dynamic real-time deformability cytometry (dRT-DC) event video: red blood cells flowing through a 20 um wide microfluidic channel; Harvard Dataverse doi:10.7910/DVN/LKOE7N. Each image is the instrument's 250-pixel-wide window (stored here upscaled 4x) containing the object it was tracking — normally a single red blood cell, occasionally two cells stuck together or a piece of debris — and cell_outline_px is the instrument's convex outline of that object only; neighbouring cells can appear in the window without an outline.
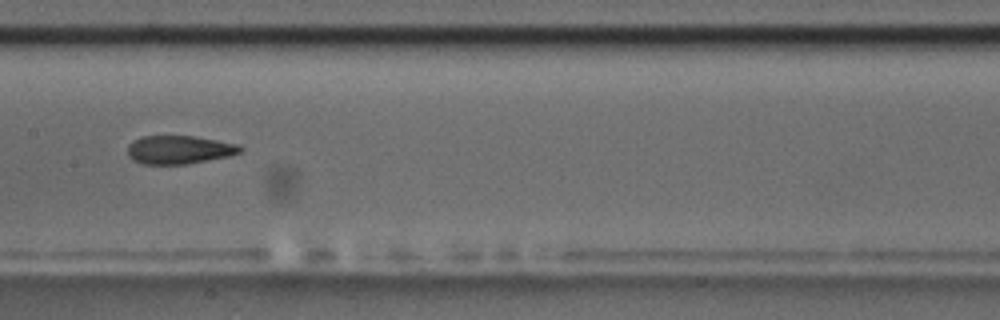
{"species": "common noctule bat (a hibernating species)", "species_latin": "Nyctalus noctula", "temperature_condition": "room temperature", "stored_images_in_passage": 24, "camera_frame_rate_fps": 3000, "um_per_image_px": 0.085, "animal": {"sex": "male", "body_mass_g": 17.5, "forearm_length_mm": 52.3}, "frame": {"image": 1, "passage_image": 14, "time_ms": 4.333, "image_size_px": [1000, 320], "cell_outline_px": [[244, 148], [240, 152], [228, 156], [188, 164], [144, 164], [132, 160], [128, 156], [128, 144], [132, 140], [140, 136], [192, 136], [240, 144]], "centroid_in_image_um": [15.21, 12.72], "position_along_channel_um": 192.2, "area_um2": 18.73}}
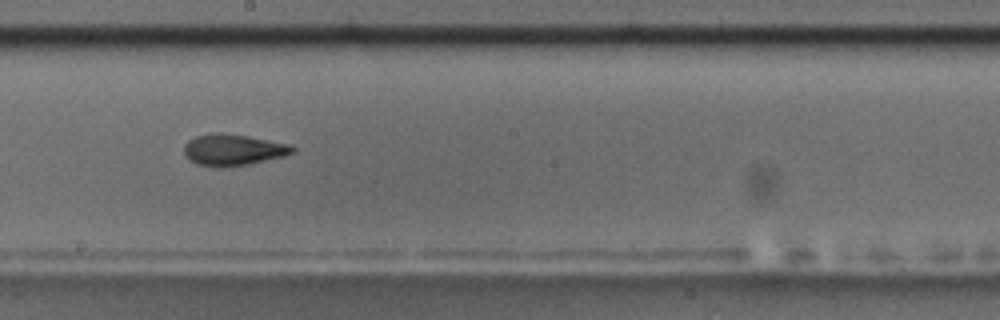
{"frame": {"image": 2, "passage_image": 17, "time_ms": 5.333, "image_size_px": [1000, 320], "cell_outline_px": [[296, 152], [284, 156], [248, 164], [196, 164], [188, 160], [184, 152], [184, 144], [188, 140], [196, 136], [212, 132], [220, 132], [248, 136], [288, 144], [296, 148]], "centroid_in_image_um": [19.82, 12.68], "position_along_channel_um": 228.4, "area_um2": 19.25}}